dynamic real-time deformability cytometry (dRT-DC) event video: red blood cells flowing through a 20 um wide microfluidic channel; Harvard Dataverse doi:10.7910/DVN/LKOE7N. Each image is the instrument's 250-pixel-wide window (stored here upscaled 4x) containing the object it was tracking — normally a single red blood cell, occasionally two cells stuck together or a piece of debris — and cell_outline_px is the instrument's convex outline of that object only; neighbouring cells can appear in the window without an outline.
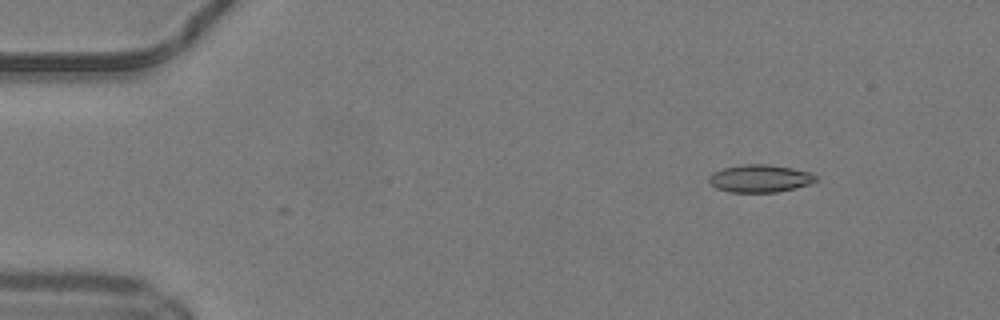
{"species": "common noctule bat (a hibernating species)", "species_latin": "Nyctalus noctula", "temperature_condition": "warm", "stored_images_in_passage": 37, "camera_frame_rate_fps": 3000, "um_per_image_px": 0.085, "animal": {"sex": "male", "body_mass_g": 19.2, "forearm_length_mm": 51.8}, "frame": {"image": 1, "passage_image": 1, "time_ms": 0.0, "image_size_px": [1000, 320], "cell_outline_px": [[820, 180], [808, 184], [776, 192], [728, 192], [716, 188], [708, 180], [708, 176], [712, 172], [724, 168], [744, 164], [768, 164], [792, 168], [812, 172], [820, 176]], "centroid_in_image_um": [64.63, 15.16], "position_along_channel_um": 20.4, "area_um2": 17.34}}
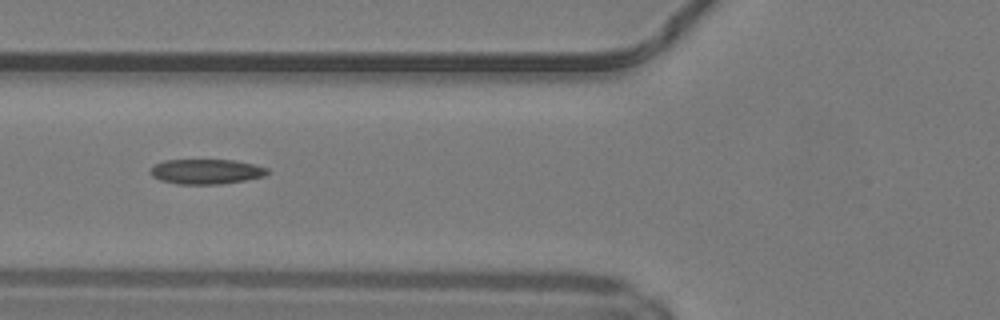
{"frame": {"image": 2, "passage_image": 14, "time_ms": 4.333, "image_size_px": [1000, 320], "cell_outline_px": [[268, 172], [264, 176], [244, 180], [220, 184], [176, 184], [160, 180], [152, 176], [152, 168], [156, 164], [164, 160], [232, 160], [252, 164], [268, 168]], "centroid_in_image_um": [17.52, 14.58], "position_along_channel_um": 108.3, "area_um2": 16.76}}
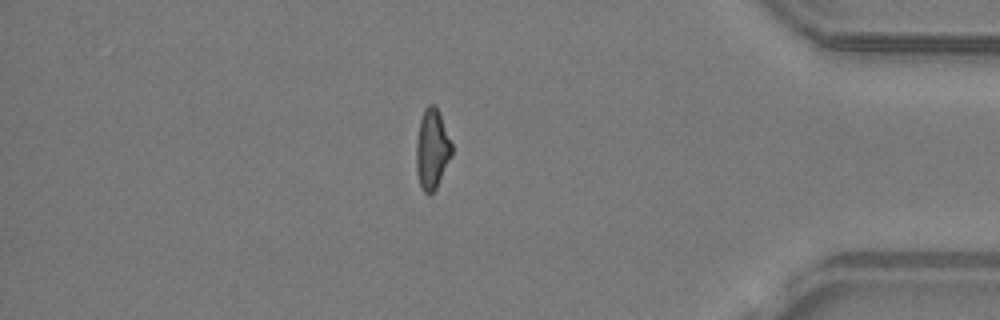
{"frame": {"image": 3, "passage_image": 37, "time_ms": 12.0, "image_size_px": [1000, 320], "cell_outline_px": [[452, 156], [436, 188], [428, 196], [424, 192], [420, 184], [416, 172], [416, 140], [420, 120], [424, 108], [428, 104], [436, 104], [452, 144]], "centroid_in_image_um": [36.72, 12.67], "position_along_channel_um": 398.5, "area_um2": 16.7}, "authors_computed_cell_mechanics": {"area_um2": 17.2244, "velocity_mm_per_s": 4.2318, "shape_relaxation_time_tau1_ms": null, "shape_relaxation_time_tau2_ms": 2.9796, "deformation_change_tau1": null, "deformation_change_tau2": 0.0941}}